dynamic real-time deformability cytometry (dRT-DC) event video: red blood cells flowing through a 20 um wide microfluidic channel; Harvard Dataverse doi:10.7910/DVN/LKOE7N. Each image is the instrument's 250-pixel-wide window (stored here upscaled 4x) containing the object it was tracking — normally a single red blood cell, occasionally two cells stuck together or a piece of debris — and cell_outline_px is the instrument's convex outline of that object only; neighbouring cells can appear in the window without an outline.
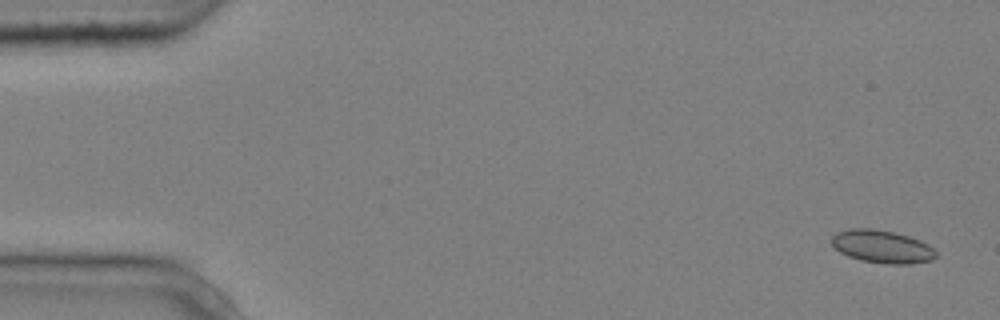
{"species": "common noctule bat (a hibernating species)", "species_latin": "Nyctalus noctula", "temperature_condition": "cold", "stored_images_in_passage": 5, "segment_of_instrument_passage": [1, 2], "camera_frame_rate_fps": 3000, "um_per_image_px": 0.085, "animal": {"sex": "male", "body_mass_g": 20.4}, "frame": {"image": 1, "passage_image": 1, "time_ms": 0.0, "image_size_px": [1000, 320], "cell_outline_px": [[936, 256], [932, 260], [908, 264], [888, 264], [860, 260], [848, 256], [840, 252], [832, 244], [832, 236], [836, 232], [848, 228], [872, 228], [892, 232], [908, 236], [920, 240], [928, 244], [936, 252]], "centroid_in_image_um": [74.96, 20.95], "position_along_channel_um": 10.0, "area_um2": 19.94}}
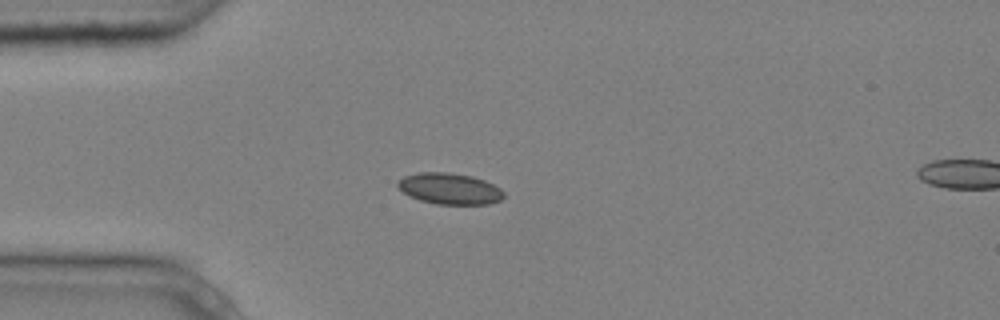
{"frame": {"image": 2, "passage_image": 4, "time_ms": 1.0, "image_size_px": [1000, 320], "cell_outline_px": [[504, 196], [500, 200], [488, 204], [436, 204], [420, 200], [404, 192], [396, 184], [404, 176], [420, 172], [448, 172], [472, 176], [484, 180], [500, 188], [504, 192]], "centroid_in_image_um": [38.24, 16.03], "position_along_channel_um": 46.8, "area_um2": 19.07}}